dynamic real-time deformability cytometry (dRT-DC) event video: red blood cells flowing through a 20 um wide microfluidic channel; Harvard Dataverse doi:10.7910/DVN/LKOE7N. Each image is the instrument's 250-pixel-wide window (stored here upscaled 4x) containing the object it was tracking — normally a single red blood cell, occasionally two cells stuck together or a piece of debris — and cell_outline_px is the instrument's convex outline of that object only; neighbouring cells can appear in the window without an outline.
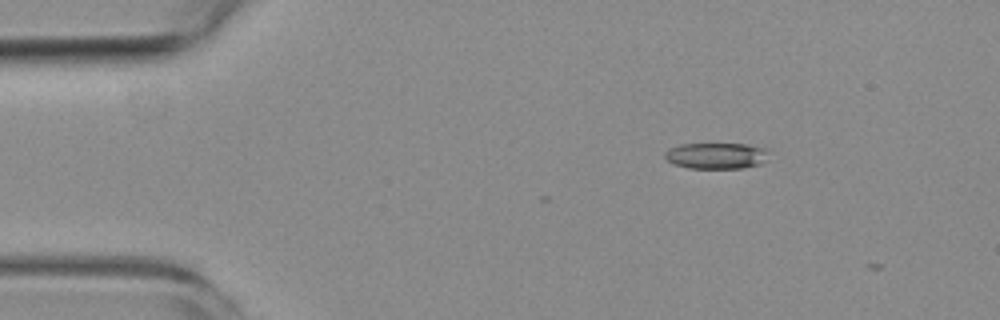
{"species": "common noctule bat (a hibernating species)", "species_latin": "Nyctalus noctula", "temperature_condition": "room temperature", "stored_images_in_passage": 3, "camera_frame_rate_fps": 3000, "um_per_image_px": 0.085, "animal": {"sex": "female", "body_mass_g": 19.3, "forearm_length_mm": 54.1}, "frame": {"image": 1, "passage_image": 1, "time_ms": 0.0, "image_size_px": [1000, 320], "cell_outline_px": [[768, 152], [764, 160], [760, 164], [744, 168], [688, 168], [676, 164], [668, 160], [664, 156], [664, 152], [668, 148], [680, 144], [748, 144], [764, 148]], "centroid_in_image_um": [60.86, 13.23], "position_along_channel_um": 24.1, "area_um2": 15.72}}